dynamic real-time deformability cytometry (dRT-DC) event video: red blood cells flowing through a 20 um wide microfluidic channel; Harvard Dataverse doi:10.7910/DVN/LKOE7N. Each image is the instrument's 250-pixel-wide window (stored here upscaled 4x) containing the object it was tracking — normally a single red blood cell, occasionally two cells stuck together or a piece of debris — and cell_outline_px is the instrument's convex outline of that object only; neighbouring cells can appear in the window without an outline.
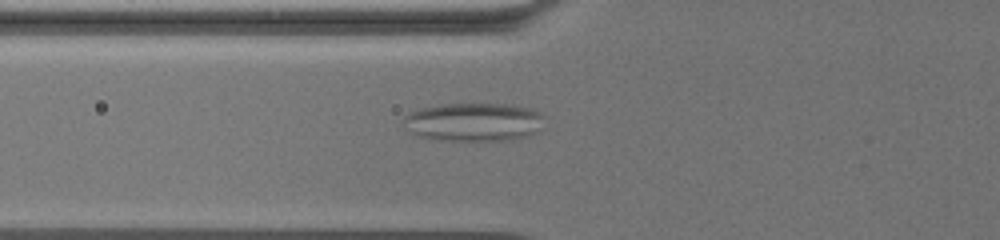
{"species": "common noctule bat (a hibernating species)", "species_latin": "Nyctalus noctula", "temperature_condition": "warm", "stored_images_in_passage": 78, "camera_frame_rate_fps": 3000, "um_per_image_px": 0.085, "animal": {"sex": "female", "body_mass_g": 19.5, "forearm_length_mm": 54.1}, "frame": {"image": 1, "passage_image": 34, "time_ms": 11.0, "image_size_px": [1000, 240], "cell_outline_px": [[544, 116], [536, 132], [524, 136], [508, 140], [436, 140], [416, 136], [408, 132], [400, 124], [404, 116], [408, 112], [424, 108], [444, 104], [508, 104], [532, 108], [540, 112]], "centroid_in_image_um": [40.17, 10.37], "position_along_channel_um": 85.6, "area_um2": 31.73}}
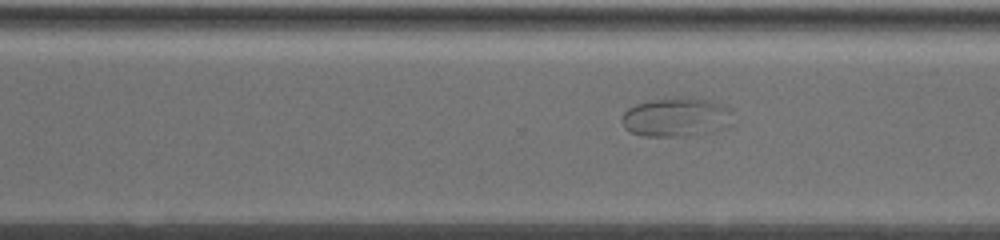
{"frame": {"image": 2, "passage_image": 58, "time_ms": 19.0, "image_size_px": [1000, 240], "cell_outline_px": [[736, 124], [716, 132], [684, 136], [644, 136], [632, 132], [624, 128], [620, 120], [624, 112], [628, 108], [636, 104], [656, 100], [688, 96], [720, 104], [728, 108], [732, 112]], "centroid_in_image_um": [57.55, 9.99], "position_along_channel_um": 313.0, "area_um2": 25.61}}
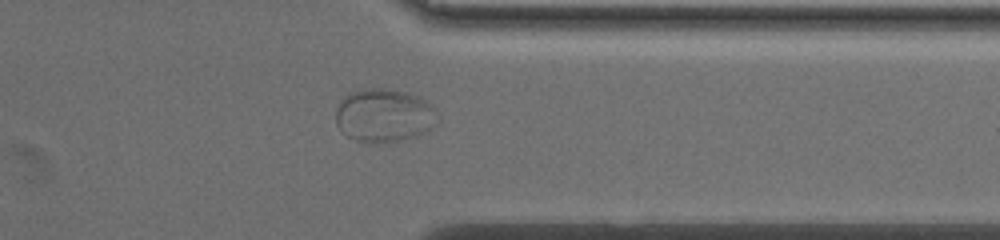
{"frame": {"image": 3, "passage_image": 65, "time_ms": 21.333, "image_size_px": [1000, 240], "cell_outline_px": [[440, 120], [432, 128], [416, 136], [400, 140], [376, 144], [368, 144], [356, 140], [340, 132], [336, 124], [336, 108], [344, 96], [348, 92], [364, 88], [384, 88], [404, 92], [416, 96], [432, 104], [436, 108], [440, 116]], "centroid_in_image_um": [32.65, 9.82], "position_along_channel_um": 378.8, "area_um2": 32.31}}